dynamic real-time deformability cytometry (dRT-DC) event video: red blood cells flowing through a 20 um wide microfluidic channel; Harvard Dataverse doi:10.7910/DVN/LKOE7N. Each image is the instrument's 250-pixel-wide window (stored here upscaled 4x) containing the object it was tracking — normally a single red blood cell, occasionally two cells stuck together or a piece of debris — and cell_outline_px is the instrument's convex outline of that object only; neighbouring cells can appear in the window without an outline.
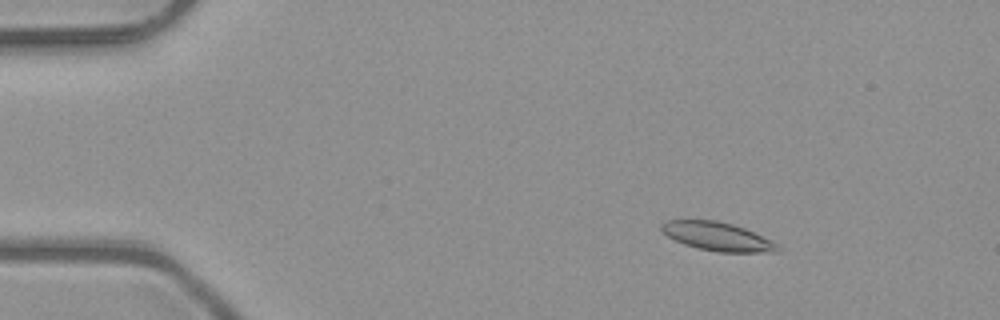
{"species": "common noctule bat (a hibernating species)", "species_latin": "Nyctalus noctula", "temperature_condition": "room temperature", "stored_images_in_passage": 6, "camera_frame_rate_fps": 3000, "um_per_image_px": 0.085, "animal": {"sex": "male", "body_mass_g": 23.1, "forearm_length_mm": 52.7}, "frame": {"image": 1, "passage_image": 3, "time_ms": 0.667, "image_size_px": [1000, 320], "cell_outline_px": [[780, 252], [716, 252], [684, 244], [668, 236], [660, 228], [660, 224], [668, 220], [716, 220], [732, 224], [744, 228], [780, 244]], "centroid_in_image_um": [61.02, 20.1], "position_along_channel_um": 24.0, "area_um2": 19.25}}
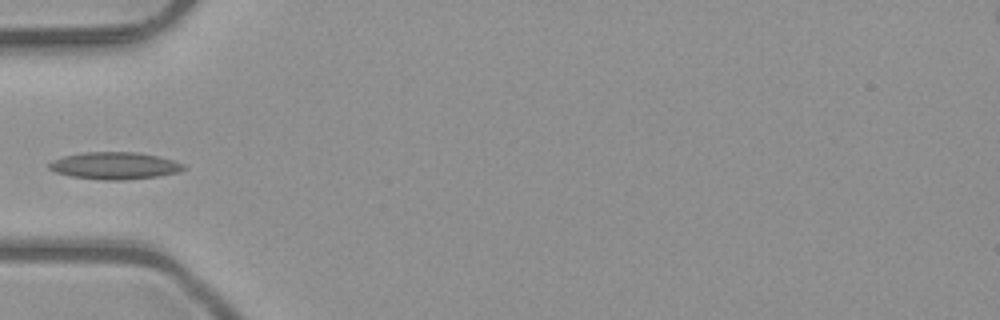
{"frame": {"image": 2, "passage_image": 6, "time_ms": 1.667, "image_size_px": [1000, 320], "cell_outline_px": [[188, 168], [176, 172], [156, 176], [124, 180], [100, 180], [72, 176], [56, 172], [48, 168], [48, 164], [52, 160], [64, 156], [84, 152], [140, 152], [172, 160], [184, 164]], "centroid_in_image_um": [9.73, 14.08], "position_along_channel_um": 75.3, "area_um2": 21.15}}